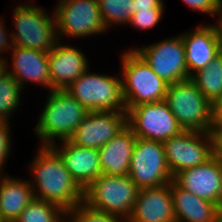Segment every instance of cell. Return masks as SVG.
I'll list each match as a JSON object with an SVG mask.
<instances>
[{
	"mask_svg": "<svg viewBox=\"0 0 222 222\" xmlns=\"http://www.w3.org/2000/svg\"><path fill=\"white\" fill-rule=\"evenodd\" d=\"M127 125L137 138L159 142L183 131L164 100L131 107L127 111Z\"/></svg>",
	"mask_w": 222,
	"mask_h": 222,
	"instance_id": "9c48e42d",
	"label": "cell"
},
{
	"mask_svg": "<svg viewBox=\"0 0 222 222\" xmlns=\"http://www.w3.org/2000/svg\"><path fill=\"white\" fill-rule=\"evenodd\" d=\"M88 112L66 90H51L35 134L42 139V146L55 145L54 137L68 140Z\"/></svg>",
	"mask_w": 222,
	"mask_h": 222,
	"instance_id": "7a4b0ae2",
	"label": "cell"
},
{
	"mask_svg": "<svg viewBox=\"0 0 222 222\" xmlns=\"http://www.w3.org/2000/svg\"><path fill=\"white\" fill-rule=\"evenodd\" d=\"M5 68V58H0V72Z\"/></svg>",
	"mask_w": 222,
	"mask_h": 222,
	"instance_id": "8d00e7d4",
	"label": "cell"
},
{
	"mask_svg": "<svg viewBox=\"0 0 222 222\" xmlns=\"http://www.w3.org/2000/svg\"><path fill=\"white\" fill-rule=\"evenodd\" d=\"M58 45L59 41L48 53L51 90H66L89 69L88 61L75 47Z\"/></svg>",
	"mask_w": 222,
	"mask_h": 222,
	"instance_id": "e0dca14e",
	"label": "cell"
},
{
	"mask_svg": "<svg viewBox=\"0 0 222 222\" xmlns=\"http://www.w3.org/2000/svg\"><path fill=\"white\" fill-rule=\"evenodd\" d=\"M54 14L57 34L83 37L106 30L98 0H60Z\"/></svg>",
	"mask_w": 222,
	"mask_h": 222,
	"instance_id": "8fae6325",
	"label": "cell"
},
{
	"mask_svg": "<svg viewBox=\"0 0 222 222\" xmlns=\"http://www.w3.org/2000/svg\"><path fill=\"white\" fill-rule=\"evenodd\" d=\"M133 3V0H98L105 28L114 23H129L133 14Z\"/></svg>",
	"mask_w": 222,
	"mask_h": 222,
	"instance_id": "484cf974",
	"label": "cell"
},
{
	"mask_svg": "<svg viewBox=\"0 0 222 222\" xmlns=\"http://www.w3.org/2000/svg\"><path fill=\"white\" fill-rule=\"evenodd\" d=\"M127 222H176L170 183L141 188Z\"/></svg>",
	"mask_w": 222,
	"mask_h": 222,
	"instance_id": "9a60e30c",
	"label": "cell"
},
{
	"mask_svg": "<svg viewBox=\"0 0 222 222\" xmlns=\"http://www.w3.org/2000/svg\"><path fill=\"white\" fill-rule=\"evenodd\" d=\"M185 4L196 11H203L211 15H221L222 0H183Z\"/></svg>",
	"mask_w": 222,
	"mask_h": 222,
	"instance_id": "f1b7e54d",
	"label": "cell"
},
{
	"mask_svg": "<svg viewBox=\"0 0 222 222\" xmlns=\"http://www.w3.org/2000/svg\"><path fill=\"white\" fill-rule=\"evenodd\" d=\"M67 215L72 217L70 218L71 222H127V220L122 217L93 209L84 202L79 203L76 207L69 210Z\"/></svg>",
	"mask_w": 222,
	"mask_h": 222,
	"instance_id": "4316f807",
	"label": "cell"
},
{
	"mask_svg": "<svg viewBox=\"0 0 222 222\" xmlns=\"http://www.w3.org/2000/svg\"><path fill=\"white\" fill-rule=\"evenodd\" d=\"M185 47V60L189 76L205 68L219 54L217 26H202L181 35Z\"/></svg>",
	"mask_w": 222,
	"mask_h": 222,
	"instance_id": "ac0fdd59",
	"label": "cell"
},
{
	"mask_svg": "<svg viewBox=\"0 0 222 222\" xmlns=\"http://www.w3.org/2000/svg\"><path fill=\"white\" fill-rule=\"evenodd\" d=\"M122 57L121 85L126 111L140 104L163 101L169 84L135 50L125 52Z\"/></svg>",
	"mask_w": 222,
	"mask_h": 222,
	"instance_id": "3957f363",
	"label": "cell"
},
{
	"mask_svg": "<svg viewBox=\"0 0 222 222\" xmlns=\"http://www.w3.org/2000/svg\"><path fill=\"white\" fill-rule=\"evenodd\" d=\"M137 137L127 125L99 150L101 174L124 176L129 167Z\"/></svg>",
	"mask_w": 222,
	"mask_h": 222,
	"instance_id": "ffe728a7",
	"label": "cell"
},
{
	"mask_svg": "<svg viewBox=\"0 0 222 222\" xmlns=\"http://www.w3.org/2000/svg\"><path fill=\"white\" fill-rule=\"evenodd\" d=\"M22 88L5 68L0 72V120L8 121L9 114L19 106Z\"/></svg>",
	"mask_w": 222,
	"mask_h": 222,
	"instance_id": "d4e9b609",
	"label": "cell"
},
{
	"mask_svg": "<svg viewBox=\"0 0 222 222\" xmlns=\"http://www.w3.org/2000/svg\"><path fill=\"white\" fill-rule=\"evenodd\" d=\"M216 222H222V207L217 211Z\"/></svg>",
	"mask_w": 222,
	"mask_h": 222,
	"instance_id": "d590c367",
	"label": "cell"
},
{
	"mask_svg": "<svg viewBox=\"0 0 222 222\" xmlns=\"http://www.w3.org/2000/svg\"><path fill=\"white\" fill-rule=\"evenodd\" d=\"M128 176L140 189L169 184L173 176L166 162L163 142L137 138Z\"/></svg>",
	"mask_w": 222,
	"mask_h": 222,
	"instance_id": "ba28073f",
	"label": "cell"
},
{
	"mask_svg": "<svg viewBox=\"0 0 222 222\" xmlns=\"http://www.w3.org/2000/svg\"><path fill=\"white\" fill-rule=\"evenodd\" d=\"M163 8H154L153 10H140L133 13L130 24L141 30L154 27L161 19Z\"/></svg>",
	"mask_w": 222,
	"mask_h": 222,
	"instance_id": "83f0119b",
	"label": "cell"
},
{
	"mask_svg": "<svg viewBox=\"0 0 222 222\" xmlns=\"http://www.w3.org/2000/svg\"><path fill=\"white\" fill-rule=\"evenodd\" d=\"M141 58L166 83L190 79L182 36L135 49Z\"/></svg>",
	"mask_w": 222,
	"mask_h": 222,
	"instance_id": "7c38bea8",
	"label": "cell"
},
{
	"mask_svg": "<svg viewBox=\"0 0 222 222\" xmlns=\"http://www.w3.org/2000/svg\"><path fill=\"white\" fill-rule=\"evenodd\" d=\"M163 145L166 162L173 177L185 169L204 164L213 157L209 132L183 130L164 141Z\"/></svg>",
	"mask_w": 222,
	"mask_h": 222,
	"instance_id": "30bf717a",
	"label": "cell"
},
{
	"mask_svg": "<svg viewBox=\"0 0 222 222\" xmlns=\"http://www.w3.org/2000/svg\"><path fill=\"white\" fill-rule=\"evenodd\" d=\"M66 91L89 112H127L122 96L121 79L88 70L73 81Z\"/></svg>",
	"mask_w": 222,
	"mask_h": 222,
	"instance_id": "8992f818",
	"label": "cell"
},
{
	"mask_svg": "<svg viewBox=\"0 0 222 222\" xmlns=\"http://www.w3.org/2000/svg\"><path fill=\"white\" fill-rule=\"evenodd\" d=\"M8 121L0 120V173L10 151V132Z\"/></svg>",
	"mask_w": 222,
	"mask_h": 222,
	"instance_id": "f546056e",
	"label": "cell"
},
{
	"mask_svg": "<svg viewBox=\"0 0 222 222\" xmlns=\"http://www.w3.org/2000/svg\"><path fill=\"white\" fill-rule=\"evenodd\" d=\"M190 79L211 104L222 97V56L218 54L205 68L195 72Z\"/></svg>",
	"mask_w": 222,
	"mask_h": 222,
	"instance_id": "603a6c76",
	"label": "cell"
},
{
	"mask_svg": "<svg viewBox=\"0 0 222 222\" xmlns=\"http://www.w3.org/2000/svg\"><path fill=\"white\" fill-rule=\"evenodd\" d=\"M139 190L128 175L101 174L83 191V202L93 209L127 220Z\"/></svg>",
	"mask_w": 222,
	"mask_h": 222,
	"instance_id": "277c9868",
	"label": "cell"
},
{
	"mask_svg": "<svg viewBox=\"0 0 222 222\" xmlns=\"http://www.w3.org/2000/svg\"><path fill=\"white\" fill-rule=\"evenodd\" d=\"M133 13L140 10H153L154 8H163L162 0H133Z\"/></svg>",
	"mask_w": 222,
	"mask_h": 222,
	"instance_id": "1f68e13d",
	"label": "cell"
},
{
	"mask_svg": "<svg viewBox=\"0 0 222 222\" xmlns=\"http://www.w3.org/2000/svg\"><path fill=\"white\" fill-rule=\"evenodd\" d=\"M0 180V217L4 222H15L34 199L33 188L29 181L9 177Z\"/></svg>",
	"mask_w": 222,
	"mask_h": 222,
	"instance_id": "7402d4cb",
	"label": "cell"
},
{
	"mask_svg": "<svg viewBox=\"0 0 222 222\" xmlns=\"http://www.w3.org/2000/svg\"><path fill=\"white\" fill-rule=\"evenodd\" d=\"M211 124H222V97L212 103Z\"/></svg>",
	"mask_w": 222,
	"mask_h": 222,
	"instance_id": "d6a6232c",
	"label": "cell"
},
{
	"mask_svg": "<svg viewBox=\"0 0 222 222\" xmlns=\"http://www.w3.org/2000/svg\"><path fill=\"white\" fill-rule=\"evenodd\" d=\"M173 181L195 196L222 207V162L215 157L177 173Z\"/></svg>",
	"mask_w": 222,
	"mask_h": 222,
	"instance_id": "5bb4252c",
	"label": "cell"
},
{
	"mask_svg": "<svg viewBox=\"0 0 222 222\" xmlns=\"http://www.w3.org/2000/svg\"><path fill=\"white\" fill-rule=\"evenodd\" d=\"M176 222H216L219 207L170 182Z\"/></svg>",
	"mask_w": 222,
	"mask_h": 222,
	"instance_id": "44dd1931",
	"label": "cell"
},
{
	"mask_svg": "<svg viewBox=\"0 0 222 222\" xmlns=\"http://www.w3.org/2000/svg\"><path fill=\"white\" fill-rule=\"evenodd\" d=\"M4 29L5 27L3 26V23L0 19V52H3L4 50H8V48L10 49L13 47V42H10V40L8 41V37L6 36L7 33Z\"/></svg>",
	"mask_w": 222,
	"mask_h": 222,
	"instance_id": "836d02e7",
	"label": "cell"
},
{
	"mask_svg": "<svg viewBox=\"0 0 222 222\" xmlns=\"http://www.w3.org/2000/svg\"><path fill=\"white\" fill-rule=\"evenodd\" d=\"M219 17L220 18H219V23L217 25V33L219 39V54L222 56V15H220Z\"/></svg>",
	"mask_w": 222,
	"mask_h": 222,
	"instance_id": "e575fe53",
	"label": "cell"
},
{
	"mask_svg": "<svg viewBox=\"0 0 222 222\" xmlns=\"http://www.w3.org/2000/svg\"><path fill=\"white\" fill-rule=\"evenodd\" d=\"M213 157L222 162V124H211Z\"/></svg>",
	"mask_w": 222,
	"mask_h": 222,
	"instance_id": "4dcf8cb0",
	"label": "cell"
},
{
	"mask_svg": "<svg viewBox=\"0 0 222 222\" xmlns=\"http://www.w3.org/2000/svg\"><path fill=\"white\" fill-rule=\"evenodd\" d=\"M62 215L66 217L67 211L61 206L34 198L20 213L15 222H61Z\"/></svg>",
	"mask_w": 222,
	"mask_h": 222,
	"instance_id": "cb8c5ba5",
	"label": "cell"
},
{
	"mask_svg": "<svg viewBox=\"0 0 222 222\" xmlns=\"http://www.w3.org/2000/svg\"><path fill=\"white\" fill-rule=\"evenodd\" d=\"M63 147H51L63 160L65 167L74 181L84 191L95 179L101 175L100 158L98 149L81 147L69 139L62 140Z\"/></svg>",
	"mask_w": 222,
	"mask_h": 222,
	"instance_id": "2e32d148",
	"label": "cell"
},
{
	"mask_svg": "<svg viewBox=\"0 0 222 222\" xmlns=\"http://www.w3.org/2000/svg\"><path fill=\"white\" fill-rule=\"evenodd\" d=\"M13 68L12 71L5 69L14 77L22 87L25 82H37L49 87L51 90V77L49 71L48 53L36 49L21 46H13Z\"/></svg>",
	"mask_w": 222,
	"mask_h": 222,
	"instance_id": "d6986e66",
	"label": "cell"
},
{
	"mask_svg": "<svg viewBox=\"0 0 222 222\" xmlns=\"http://www.w3.org/2000/svg\"><path fill=\"white\" fill-rule=\"evenodd\" d=\"M15 29L13 46L49 53L58 42L55 14L51 18L37 6L18 5L13 12ZM53 20V21H52Z\"/></svg>",
	"mask_w": 222,
	"mask_h": 222,
	"instance_id": "52a82bcc",
	"label": "cell"
},
{
	"mask_svg": "<svg viewBox=\"0 0 222 222\" xmlns=\"http://www.w3.org/2000/svg\"><path fill=\"white\" fill-rule=\"evenodd\" d=\"M164 101L183 130L210 132L212 104L191 79L169 84Z\"/></svg>",
	"mask_w": 222,
	"mask_h": 222,
	"instance_id": "5b68a950",
	"label": "cell"
},
{
	"mask_svg": "<svg viewBox=\"0 0 222 222\" xmlns=\"http://www.w3.org/2000/svg\"><path fill=\"white\" fill-rule=\"evenodd\" d=\"M127 126V112H88L69 140L81 147L100 149Z\"/></svg>",
	"mask_w": 222,
	"mask_h": 222,
	"instance_id": "4fadbf2b",
	"label": "cell"
},
{
	"mask_svg": "<svg viewBox=\"0 0 222 222\" xmlns=\"http://www.w3.org/2000/svg\"><path fill=\"white\" fill-rule=\"evenodd\" d=\"M39 151L31 167L36 180L35 185L31 184L34 198L53 202L68 212L83 202V190L51 146H42Z\"/></svg>",
	"mask_w": 222,
	"mask_h": 222,
	"instance_id": "6da1fadb",
	"label": "cell"
}]
</instances>
